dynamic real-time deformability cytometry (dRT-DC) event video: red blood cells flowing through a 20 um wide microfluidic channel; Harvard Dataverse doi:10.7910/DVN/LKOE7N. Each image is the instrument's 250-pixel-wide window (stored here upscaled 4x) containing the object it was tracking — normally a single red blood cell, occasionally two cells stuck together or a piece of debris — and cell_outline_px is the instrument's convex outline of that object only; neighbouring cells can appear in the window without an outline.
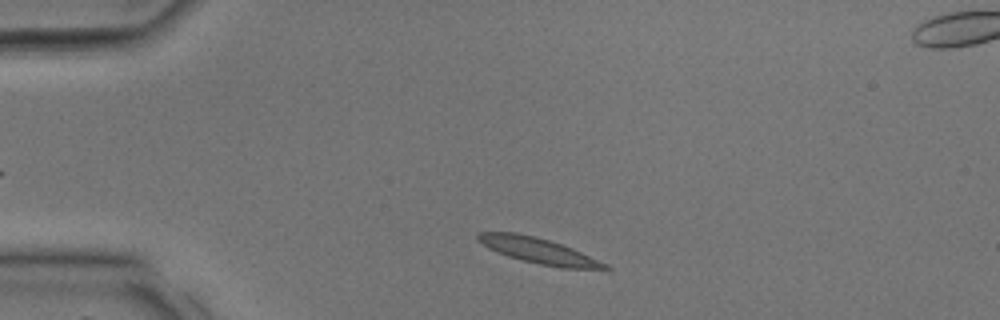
{"species": "common noctule bat (a hibernating species)", "species_latin": "Nyctalus noctula", "temperature_condition": "room temperature", "stored_images_in_passage": 7, "camera_frame_rate_fps": 3000, "um_per_image_px": 0.085, "animal": {"sex": "male", "body_mass_g": 17.9, "forearm_length_mm": 54.2}, "frame": {"image": 1, "passage_image": 2, "time_ms": 0.333, "image_size_px": [1000, 320], "cell_outline_px": [[612, 268], [608, 272], [560, 268], [540, 264], [508, 256], [488, 248], [476, 240], [476, 236], [480, 232], [516, 232], [536, 236], [572, 248], [608, 264]], "centroid_in_image_um": [45.91, 21.35], "position_along_channel_um": 39.1, "area_um2": 19.42}}
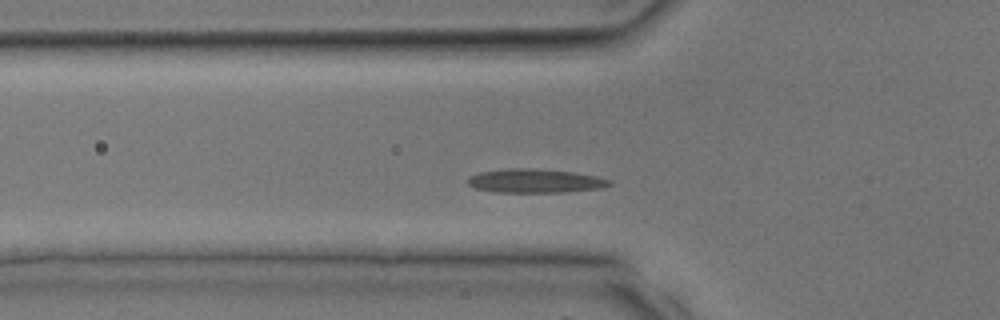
{"frame": {"image": 2, "passage_image": 6, "time_ms": 1.667, "image_size_px": [1000, 320], "cell_outline_px": [[612, 184], [604, 188], [564, 192], [492, 192], [476, 188], [468, 184], [468, 176], [480, 172], [512, 168], [532, 168], [572, 172], [596, 176], [612, 180]], "centroid_in_image_um": [45.51, 15.38], "position_along_channel_um": 80.3, "area_um2": 19.71}}